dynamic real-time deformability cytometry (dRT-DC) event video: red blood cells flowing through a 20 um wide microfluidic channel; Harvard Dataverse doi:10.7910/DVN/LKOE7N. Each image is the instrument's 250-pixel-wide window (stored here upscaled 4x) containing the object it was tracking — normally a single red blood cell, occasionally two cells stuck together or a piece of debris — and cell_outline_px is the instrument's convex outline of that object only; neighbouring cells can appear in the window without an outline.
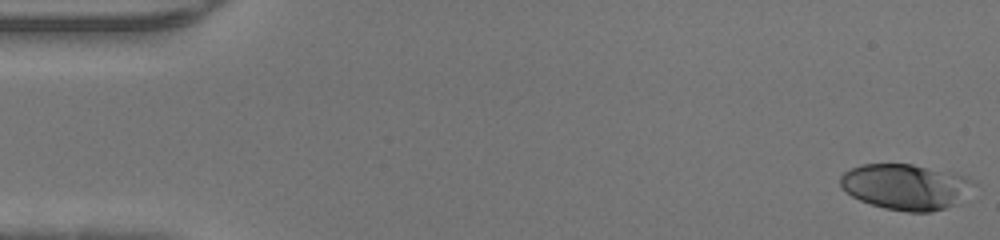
{"species": "human", "species_latin": "Homo sapiens", "temperature_condition": "warm", "stored_images_in_passage": 47, "camera_frame_rate_fps": 3000, "um_per_image_px": 0.085, "donor": {"sex": "male"}, "frame": {"image": 1, "passage_image": 1, "time_ms": 0.0, "image_size_px": [1000, 240], "cell_outline_px": [[968, 180], [956, 204], [932, 212], [908, 212], [884, 208], [860, 200], [852, 196], [840, 184], [840, 176], [844, 172], [852, 168], [864, 164], [912, 164], [960, 176]], "centroid_in_image_um": [76.8, 15.88], "position_along_channel_um": 8.2, "area_um2": 33.81}}
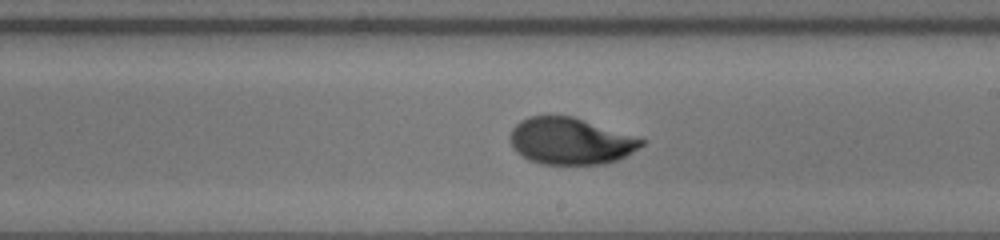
{"frame": {"image": 2, "passage_image": 27, "time_ms": 8.667, "image_size_px": [1000, 240], "cell_outline_px": [[644, 144], [632, 152], [616, 160], [604, 164], [544, 164], [528, 160], [520, 156], [512, 148], [512, 128], [520, 120], [528, 116], [572, 116], [644, 140]], "centroid_in_image_um": [48.43, 12.0], "position_along_channel_um": 240.6, "area_um2": 35.2}}
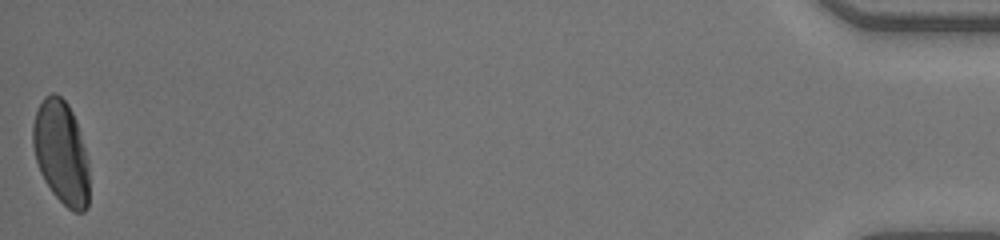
{"frame": {"image": 3, "passage_image": 47, "time_ms": 15.333, "image_size_px": [1000, 240], "cell_outline_px": [[88, 208], [84, 212], [72, 212], [52, 192], [44, 180], [40, 172], [36, 160], [32, 144], [32, 124], [36, 112], [44, 96], [52, 92], [56, 92], [68, 104], [76, 120], [88, 160]], "centroid_in_image_um": [5.19, 12.96], "position_along_channel_um": 430.0, "area_um2": 34.04}}